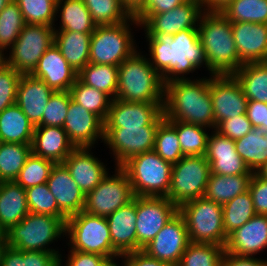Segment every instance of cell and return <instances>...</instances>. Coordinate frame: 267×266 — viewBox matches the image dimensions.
<instances>
[{
	"mask_svg": "<svg viewBox=\"0 0 267 266\" xmlns=\"http://www.w3.org/2000/svg\"><path fill=\"white\" fill-rule=\"evenodd\" d=\"M144 36L145 42H148V53L145 54L164 84L174 80L198 79L199 76L194 78L190 73H198L200 68L207 71L205 50L198 29H186L174 35Z\"/></svg>",
	"mask_w": 267,
	"mask_h": 266,
	"instance_id": "cell-1",
	"label": "cell"
},
{
	"mask_svg": "<svg viewBox=\"0 0 267 266\" xmlns=\"http://www.w3.org/2000/svg\"><path fill=\"white\" fill-rule=\"evenodd\" d=\"M210 75L165 84L163 114L167 121H183L215 130Z\"/></svg>",
	"mask_w": 267,
	"mask_h": 266,
	"instance_id": "cell-2",
	"label": "cell"
},
{
	"mask_svg": "<svg viewBox=\"0 0 267 266\" xmlns=\"http://www.w3.org/2000/svg\"><path fill=\"white\" fill-rule=\"evenodd\" d=\"M198 31L205 50L207 75L234 74L243 65L236 49L231 22L221 12H204Z\"/></svg>",
	"mask_w": 267,
	"mask_h": 266,
	"instance_id": "cell-3",
	"label": "cell"
},
{
	"mask_svg": "<svg viewBox=\"0 0 267 266\" xmlns=\"http://www.w3.org/2000/svg\"><path fill=\"white\" fill-rule=\"evenodd\" d=\"M136 50L118 66L116 99L126 102H164L165 84L145 50Z\"/></svg>",
	"mask_w": 267,
	"mask_h": 266,
	"instance_id": "cell-4",
	"label": "cell"
},
{
	"mask_svg": "<svg viewBox=\"0 0 267 266\" xmlns=\"http://www.w3.org/2000/svg\"><path fill=\"white\" fill-rule=\"evenodd\" d=\"M66 220L29 212L4 234L5 244L21 251H61L54 245L65 241Z\"/></svg>",
	"mask_w": 267,
	"mask_h": 266,
	"instance_id": "cell-5",
	"label": "cell"
},
{
	"mask_svg": "<svg viewBox=\"0 0 267 266\" xmlns=\"http://www.w3.org/2000/svg\"><path fill=\"white\" fill-rule=\"evenodd\" d=\"M139 29L133 16L120 24L97 25L91 34L89 63L119 66L140 48L133 31Z\"/></svg>",
	"mask_w": 267,
	"mask_h": 266,
	"instance_id": "cell-6",
	"label": "cell"
},
{
	"mask_svg": "<svg viewBox=\"0 0 267 266\" xmlns=\"http://www.w3.org/2000/svg\"><path fill=\"white\" fill-rule=\"evenodd\" d=\"M172 166L151 150L132 157L121 168L126 172L135 196L167 197Z\"/></svg>",
	"mask_w": 267,
	"mask_h": 266,
	"instance_id": "cell-7",
	"label": "cell"
},
{
	"mask_svg": "<svg viewBox=\"0 0 267 266\" xmlns=\"http://www.w3.org/2000/svg\"><path fill=\"white\" fill-rule=\"evenodd\" d=\"M68 250L94 253L106 258L121 256L112 246L106 217L81 211L66 220Z\"/></svg>",
	"mask_w": 267,
	"mask_h": 266,
	"instance_id": "cell-8",
	"label": "cell"
},
{
	"mask_svg": "<svg viewBox=\"0 0 267 266\" xmlns=\"http://www.w3.org/2000/svg\"><path fill=\"white\" fill-rule=\"evenodd\" d=\"M184 217L190 242L225 246L222 205L204 197L190 200L178 208Z\"/></svg>",
	"mask_w": 267,
	"mask_h": 266,
	"instance_id": "cell-9",
	"label": "cell"
},
{
	"mask_svg": "<svg viewBox=\"0 0 267 266\" xmlns=\"http://www.w3.org/2000/svg\"><path fill=\"white\" fill-rule=\"evenodd\" d=\"M211 174L205 156H184L172 166L171 183L166 198L178 208L204 196Z\"/></svg>",
	"mask_w": 267,
	"mask_h": 266,
	"instance_id": "cell-10",
	"label": "cell"
},
{
	"mask_svg": "<svg viewBox=\"0 0 267 266\" xmlns=\"http://www.w3.org/2000/svg\"><path fill=\"white\" fill-rule=\"evenodd\" d=\"M104 179L85 196L83 211L99 217H108L120 207L134 200L132 185L121 167H114Z\"/></svg>",
	"mask_w": 267,
	"mask_h": 266,
	"instance_id": "cell-11",
	"label": "cell"
},
{
	"mask_svg": "<svg viewBox=\"0 0 267 266\" xmlns=\"http://www.w3.org/2000/svg\"><path fill=\"white\" fill-rule=\"evenodd\" d=\"M54 26L25 24L6 54V64L20 74H31L46 50L54 44Z\"/></svg>",
	"mask_w": 267,
	"mask_h": 266,
	"instance_id": "cell-12",
	"label": "cell"
},
{
	"mask_svg": "<svg viewBox=\"0 0 267 266\" xmlns=\"http://www.w3.org/2000/svg\"><path fill=\"white\" fill-rule=\"evenodd\" d=\"M157 129L158 126L104 128L103 145L109 148L113 166L121 167L132 157L153 150Z\"/></svg>",
	"mask_w": 267,
	"mask_h": 266,
	"instance_id": "cell-13",
	"label": "cell"
},
{
	"mask_svg": "<svg viewBox=\"0 0 267 266\" xmlns=\"http://www.w3.org/2000/svg\"><path fill=\"white\" fill-rule=\"evenodd\" d=\"M204 12L201 0H188L167 12L143 14L137 21L144 35H174L186 29H198Z\"/></svg>",
	"mask_w": 267,
	"mask_h": 266,
	"instance_id": "cell-14",
	"label": "cell"
},
{
	"mask_svg": "<svg viewBox=\"0 0 267 266\" xmlns=\"http://www.w3.org/2000/svg\"><path fill=\"white\" fill-rule=\"evenodd\" d=\"M178 213V207L166 197L136 196L137 250H142Z\"/></svg>",
	"mask_w": 267,
	"mask_h": 266,
	"instance_id": "cell-15",
	"label": "cell"
},
{
	"mask_svg": "<svg viewBox=\"0 0 267 266\" xmlns=\"http://www.w3.org/2000/svg\"><path fill=\"white\" fill-rule=\"evenodd\" d=\"M215 128L225 119L246 114L248 98L233 74L210 75Z\"/></svg>",
	"mask_w": 267,
	"mask_h": 266,
	"instance_id": "cell-16",
	"label": "cell"
},
{
	"mask_svg": "<svg viewBox=\"0 0 267 266\" xmlns=\"http://www.w3.org/2000/svg\"><path fill=\"white\" fill-rule=\"evenodd\" d=\"M190 243L186 222L178 212L142 250L170 266H178Z\"/></svg>",
	"mask_w": 267,
	"mask_h": 266,
	"instance_id": "cell-17",
	"label": "cell"
},
{
	"mask_svg": "<svg viewBox=\"0 0 267 266\" xmlns=\"http://www.w3.org/2000/svg\"><path fill=\"white\" fill-rule=\"evenodd\" d=\"M164 102L111 101L104 128L158 126L164 119Z\"/></svg>",
	"mask_w": 267,
	"mask_h": 266,
	"instance_id": "cell-18",
	"label": "cell"
},
{
	"mask_svg": "<svg viewBox=\"0 0 267 266\" xmlns=\"http://www.w3.org/2000/svg\"><path fill=\"white\" fill-rule=\"evenodd\" d=\"M63 129L75 148L93 147L96 150L98 142H104V122L96 114L76 103L72 97Z\"/></svg>",
	"mask_w": 267,
	"mask_h": 266,
	"instance_id": "cell-19",
	"label": "cell"
},
{
	"mask_svg": "<svg viewBox=\"0 0 267 266\" xmlns=\"http://www.w3.org/2000/svg\"><path fill=\"white\" fill-rule=\"evenodd\" d=\"M93 147L75 148L64 160L72 179L86 195L109 173L107 164L95 156Z\"/></svg>",
	"mask_w": 267,
	"mask_h": 266,
	"instance_id": "cell-20",
	"label": "cell"
},
{
	"mask_svg": "<svg viewBox=\"0 0 267 266\" xmlns=\"http://www.w3.org/2000/svg\"><path fill=\"white\" fill-rule=\"evenodd\" d=\"M205 157L211 173L219 175H247L250 169L236 151L235 141L211 130Z\"/></svg>",
	"mask_w": 267,
	"mask_h": 266,
	"instance_id": "cell-21",
	"label": "cell"
},
{
	"mask_svg": "<svg viewBox=\"0 0 267 266\" xmlns=\"http://www.w3.org/2000/svg\"><path fill=\"white\" fill-rule=\"evenodd\" d=\"M225 251L240 256H256L267 250V215L256 214L230 233Z\"/></svg>",
	"mask_w": 267,
	"mask_h": 266,
	"instance_id": "cell-22",
	"label": "cell"
},
{
	"mask_svg": "<svg viewBox=\"0 0 267 266\" xmlns=\"http://www.w3.org/2000/svg\"><path fill=\"white\" fill-rule=\"evenodd\" d=\"M46 184L55 197L59 210L67 218L83 211L86 195L72 179L63 163H57L52 167Z\"/></svg>",
	"mask_w": 267,
	"mask_h": 266,
	"instance_id": "cell-23",
	"label": "cell"
},
{
	"mask_svg": "<svg viewBox=\"0 0 267 266\" xmlns=\"http://www.w3.org/2000/svg\"><path fill=\"white\" fill-rule=\"evenodd\" d=\"M31 75L43 80L54 91H69L78 79V72L69 65L55 44L46 50Z\"/></svg>",
	"mask_w": 267,
	"mask_h": 266,
	"instance_id": "cell-24",
	"label": "cell"
},
{
	"mask_svg": "<svg viewBox=\"0 0 267 266\" xmlns=\"http://www.w3.org/2000/svg\"><path fill=\"white\" fill-rule=\"evenodd\" d=\"M231 26L240 61L263 62L267 58V24L231 22Z\"/></svg>",
	"mask_w": 267,
	"mask_h": 266,
	"instance_id": "cell-25",
	"label": "cell"
},
{
	"mask_svg": "<svg viewBox=\"0 0 267 266\" xmlns=\"http://www.w3.org/2000/svg\"><path fill=\"white\" fill-rule=\"evenodd\" d=\"M53 92L54 90L48 87L43 80L31 74L21 75L16 104L34 127L41 123L44 110Z\"/></svg>",
	"mask_w": 267,
	"mask_h": 266,
	"instance_id": "cell-26",
	"label": "cell"
},
{
	"mask_svg": "<svg viewBox=\"0 0 267 266\" xmlns=\"http://www.w3.org/2000/svg\"><path fill=\"white\" fill-rule=\"evenodd\" d=\"M113 248L122 256L137 251L136 196L127 205L106 217Z\"/></svg>",
	"mask_w": 267,
	"mask_h": 266,
	"instance_id": "cell-27",
	"label": "cell"
},
{
	"mask_svg": "<svg viewBox=\"0 0 267 266\" xmlns=\"http://www.w3.org/2000/svg\"><path fill=\"white\" fill-rule=\"evenodd\" d=\"M75 149L63 127L36 126L31 144L32 154L49 159L55 164L63 163Z\"/></svg>",
	"mask_w": 267,
	"mask_h": 266,
	"instance_id": "cell-28",
	"label": "cell"
},
{
	"mask_svg": "<svg viewBox=\"0 0 267 266\" xmlns=\"http://www.w3.org/2000/svg\"><path fill=\"white\" fill-rule=\"evenodd\" d=\"M28 213L26 190L15 181L0 182V230L5 234Z\"/></svg>",
	"mask_w": 267,
	"mask_h": 266,
	"instance_id": "cell-29",
	"label": "cell"
},
{
	"mask_svg": "<svg viewBox=\"0 0 267 266\" xmlns=\"http://www.w3.org/2000/svg\"><path fill=\"white\" fill-rule=\"evenodd\" d=\"M96 26L83 0H57L55 31L93 33Z\"/></svg>",
	"mask_w": 267,
	"mask_h": 266,
	"instance_id": "cell-30",
	"label": "cell"
},
{
	"mask_svg": "<svg viewBox=\"0 0 267 266\" xmlns=\"http://www.w3.org/2000/svg\"><path fill=\"white\" fill-rule=\"evenodd\" d=\"M91 34L54 31V44L69 65L78 73L89 64Z\"/></svg>",
	"mask_w": 267,
	"mask_h": 266,
	"instance_id": "cell-31",
	"label": "cell"
},
{
	"mask_svg": "<svg viewBox=\"0 0 267 266\" xmlns=\"http://www.w3.org/2000/svg\"><path fill=\"white\" fill-rule=\"evenodd\" d=\"M34 128L16 103L0 113V142L31 145Z\"/></svg>",
	"mask_w": 267,
	"mask_h": 266,
	"instance_id": "cell-32",
	"label": "cell"
},
{
	"mask_svg": "<svg viewBox=\"0 0 267 266\" xmlns=\"http://www.w3.org/2000/svg\"><path fill=\"white\" fill-rule=\"evenodd\" d=\"M252 175L251 171L247 175L230 176L211 173L203 197L223 205L248 191Z\"/></svg>",
	"mask_w": 267,
	"mask_h": 266,
	"instance_id": "cell-33",
	"label": "cell"
},
{
	"mask_svg": "<svg viewBox=\"0 0 267 266\" xmlns=\"http://www.w3.org/2000/svg\"><path fill=\"white\" fill-rule=\"evenodd\" d=\"M236 151L251 172L256 173L267 162V133L253 127L244 137L235 141Z\"/></svg>",
	"mask_w": 267,
	"mask_h": 266,
	"instance_id": "cell-34",
	"label": "cell"
},
{
	"mask_svg": "<svg viewBox=\"0 0 267 266\" xmlns=\"http://www.w3.org/2000/svg\"><path fill=\"white\" fill-rule=\"evenodd\" d=\"M233 75L248 100L267 103V65L264 62L243 64Z\"/></svg>",
	"mask_w": 267,
	"mask_h": 266,
	"instance_id": "cell-35",
	"label": "cell"
},
{
	"mask_svg": "<svg viewBox=\"0 0 267 266\" xmlns=\"http://www.w3.org/2000/svg\"><path fill=\"white\" fill-rule=\"evenodd\" d=\"M78 78L86 85L116 98L118 88V66L89 63L79 73Z\"/></svg>",
	"mask_w": 267,
	"mask_h": 266,
	"instance_id": "cell-36",
	"label": "cell"
},
{
	"mask_svg": "<svg viewBox=\"0 0 267 266\" xmlns=\"http://www.w3.org/2000/svg\"><path fill=\"white\" fill-rule=\"evenodd\" d=\"M175 129L184 156H205L210 130L183 121H168Z\"/></svg>",
	"mask_w": 267,
	"mask_h": 266,
	"instance_id": "cell-37",
	"label": "cell"
},
{
	"mask_svg": "<svg viewBox=\"0 0 267 266\" xmlns=\"http://www.w3.org/2000/svg\"><path fill=\"white\" fill-rule=\"evenodd\" d=\"M31 153L29 144L0 142V182L15 181Z\"/></svg>",
	"mask_w": 267,
	"mask_h": 266,
	"instance_id": "cell-38",
	"label": "cell"
},
{
	"mask_svg": "<svg viewBox=\"0 0 267 266\" xmlns=\"http://www.w3.org/2000/svg\"><path fill=\"white\" fill-rule=\"evenodd\" d=\"M72 99L87 109L89 112L96 114L105 122L112 99L104 92L84 84L79 78L70 88Z\"/></svg>",
	"mask_w": 267,
	"mask_h": 266,
	"instance_id": "cell-39",
	"label": "cell"
},
{
	"mask_svg": "<svg viewBox=\"0 0 267 266\" xmlns=\"http://www.w3.org/2000/svg\"><path fill=\"white\" fill-rule=\"evenodd\" d=\"M223 228L226 235L235 231L256 215L249 191L240 194L222 205Z\"/></svg>",
	"mask_w": 267,
	"mask_h": 266,
	"instance_id": "cell-40",
	"label": "cell"
},
{
	"mask_svg": "<svg viewBox=\"0 0 267 266\" xmlns=\"http://www.w3.org/2000/svg\"><path fill=\"white\" fill-rule=\"evenodd\" d=\"M97 25H115L126 22L132 14L121 0H83Z\"/></svg>",
	"mask_w": 267,
	"mask_h": 266,
	"instance_id": "cell-41",
	"label": "cell"
},
{
	"mask_svg": "<svg viewBox=\"0 0 267 266\" xmlns=\"http://www.w3.org/2000/svg\"><path fill=\"white\" fill-rule=\"evenodd\" d=\"M221 13L230 22L267 24V0H234Z\"/></svg>",
	"mask_w": 267,
	"mask_h": 266,
	"instance_id": "cell-42",
	"label": "cell"
},
{
	"mask_svg": "<svg viewBox=\"0 0 267 266\" xmlns=\"http://www.w3.org/2000/svg\"><path fill=\"white\" fill-rule=\"evenodd\" d=\"M22 12L15 0H11L0 12V47L8 53L25 26Z\"/></svg>",
	"mask_w": 267,
	"mask_h": 266,
	"instance_id": "cell-43",
	"label": "cell"
},
{
	"mask_svg": "<svg viewBox=\"0 0 267 266\" xmlns=\"http://www.w3.org/2000/svg\"><path fill=\"white\" fill-rule=\"evenodd\" d=\"M224 252L225 248L221 245L191 242L178 266H221Z\"/></svg>",
	"mask_w": 267,
	"mask_h": 266,
	"instance_id": "cell-44",
	"label": "cell"
},
{
	"mask_svg": "<svg viewBox=\"0 0 267 266\" xmlns=\"http://www.w3.org/2000/svg\"><path fill=\"white\" fill-rule=\"evenodd\" d=\"M153 150L172 165L184 157L176 129L165 118L158 125Z\"/></svg>",
	"mask_w": 267,
	"mask_h": 266,
	"instance_id": "cell-45",
	"label": "cell"
},
{
	"mask_svg": "<svg viewBox=\"0 0 267 266\" xmlns=\"http://www.w3.org/2000/svg\"><path fill=\"white\" fill-rule=\"evenodd\" d=\"M26 24L54 26L57 0H15Z\"/></svg>",
	"mask_w": 267,
	"mask_h": 266,
	"instance_id": "cell-46",
	"label": "cell"
},
{
	"mask_svg": "<svg viewBox=\"0 0 267 266\" xmlns=\"http://www.w3.org/2000/svg\"><path fill=\"white\" fill-rule=\"evenodd\" d=\"M55 163L49 159L31 155L26 159L25 165L19 172L15 182L24 189L46 183Z\"/></svg>",
	"mask_w": 267,
	"mask_h": 266,
	"instance_id": "cell-47",
	"label": "cell"
},
{
	"mask_svg": "<svg viewBox=\"0 0 267 266\" xmlns=\"http://www.w3.org/2000/svg\"><path fill=\"white\" fill-rule=\"evenodd\" d=\"M26 190L27 206L30 213L67 218L58 208L55 197L46 183L30 187Z\"/></svg>",
	"mask_w": 267,
	"mask_h": 266,
	"instance_id": "cell-48",
	"label": "cell"
},
{
	"mask_svg": "<svg viewBox=\"0 0 267 266\" xmlns=\"http://www.w3.org/2000/svg\"><path fill=\"white\" fill-rule=\"evenodd\" d=\"M70 101V91H54L38 126L63 127Z\"/></svg>",
	"mask_w": 267,
	"mask_h": 266,
	"instance_id": "cell-49",
	"label": "cell"
},
{
	"mask_svg": "<svg viewBox=\"0 0 267 266\" xmlns=\"http://www.w3.org/2000/svg\"><path fill=\"white\" fill-rule=\"evenodd\" d=\"M21 75L7 64L0 68V113L16 103Z\"/></svg>",
	"mask_w": 267,
	"mask_h": 266,
	"instance_id": "cell-50",
	"label": "cell"
},
{
	"mask_svg": "<svg viewBox=\"0 0 267 266\" xmlns=\"http://www.w3.org/2000/svg\"><path fill=\"white\" fill-rule=\"evenodd\" d=\"M253 126L246 114L225 119L215 128L220 135L228 137L234 141L244 137L252 130Z\"/></svg>",
	"mask_w": 267,
	"mask_h": 266,
	"instance_id": "cell-51",
	"label": "cell"
},
{
	"mask_svg": "<svg viewBox=\"0 0 267 266\" xmlns=\"http://www.w3.org/2000/svg\"><path fill=\"white\" fill-rule=\"evenodd\" d=\"M256 214L267 215V179L253 173L249 189Z\"/></svg>",
	"mask_w": 267,
	"mask_h": 266,
	"instance_id": "cell-52",
	"label": "cell"
},
{
	"mask_svg": "<svg viewBox=\"0 0 267 266\" xmlns=\"http://www.w3.org/2000/svg\"><path fill=\"white\" fill-rule=\"evenodd\" d=\"M67 252L66 257L63 253L60 255V262L63 266H98L106 258L98 254L76 250H68Z\"/></svg>",
	"mask_w": 267,
	"mask_h": 266,
	"instance_id": "cell-53",
	"label": "cell"
},
{
	"mask_svg": "<svg viewBox=\"0 0 267 266\" xmlns=\"http://www.w3.org/2000/svg\"><path fill=\"white\" fill-rule=\"evenodd\" d=\"M188 0H145L132 14L138 20L143 14H159L167 12Z\"/></svg>",
	"mask_w": 267,
	"mask_h": 266,
	"instance_id": "cell-54",
	"label": "cell"
},
{
	"mask_svg": "<svg viewBox=\"0 0 267 266\" xmlns=\"http://www.w3.org/2000/svg\"><path fill=\"white\" fill-rule=\"evenodd\" d=\"M246 115L253 127H261L267 133V103L248 100Z\"/></svg>",
	"mask_w": 267,
	"mask_h": 266,
	"instance_id": "cell-55",
	"label": "cell"
},
{
	"mask_svg": "<svg viewBox=\"0 0 267 266\" xmlns=\"http://www.w3.org/2000/svg\"><path fill=\"white\" fill-rule=\"evenodd\" d=\"M61 251H26V266H56Z\"/></svg>",
	"mask_w": 267,
	"mask_h": 266,
	"instance_id": "cell-56",
	"label": "cell"
},
{
	"mask_svg": "<svg viewBox=\"0 0 267 266\" xmlns=\"http://www.w3.org/2000/svg\"><path fill=\"white\" fill-rule=\"evenodd\" d=\"M122 266H170L168 263L149 256L143 250L129 252L121 256Z\"/></svg>",
	"mask_w": 267,
	"mask_h": 266,
	"instance_id": "cell-57",
	"label": "cell"
},
{
	"mask_svg": "<svg viewBox=\"0 0 267 266\" xmlns=\"http://www.w3.org/2000/svg\"><path fill=\"white\" fill-rule=\"evenodd\" d=\"M221 266H267V258L240 256L225 251L221 259Z\"/></svg>",
	"mask_w": 267,
	"mask_h": 266,
	"instance_id": "cell-58",
	"label": "cell"
},
{
	"mask_svg": "<svg viewBox=\"0 0 267 266\" xmlns=\"http://www.w3.org/2000/svg\"><path fill=\"white\" fill-rule=\"evenodd\" d=\"M0 266H26V251L14 249L4 243Z\"/></svg>",
	"mask_w": 267,
	"mask_h": 266,
	"instance_id": "cell-59",
	"label": "cell"
},
{
	"mask_svg": "<svg viewBox=\"0 0 267 266\" xmlns=\"http://www.w3.org/2000/svg\"><path fill=\"white\" fill-rule=\"evenodd\" d=\"M234 0H201L205 12H221Z\"/></svg>",
	"mask_w": 267,
	"mask_h": 266,
	"instance_id": "cell-60",
	"label": "cell"
},
{
	"mask_svg": "<svg viewBox=\"0 0 267 266\" xmlns=\"http://www.w3.org/2000/svg\"><path fill=\"white\" fill-rule=\"evenodd\" d=\"M145 0H121L122 4L133 14Z\"/></svg>",
	"mask_w": 267,
	"mask_h": 266,
	"instance_id": "cell-61",
	"label": "cell"
},
{
	"mask_svg": "<svg viewBox=\"0 0 267 266\" xmlns=\"http://www.w3.org/2000/svg\"><path fill=\"white\" fill-rule=\"evenodd\" d=\"M121 256L105 258L98 266H122Z\"/></svg>",
	"mask_w": 267,
	"mask_h": 266,
	"instance_id": "cell-62",
	"label": "cell"
},
{
	"mask_svg": "<svg viewBox=\"0 0 267 266\" xmlns=\"http://www.w3.org/2000/svg\"><path fill=\"white\" fill-rule=\"evenodd\" d=\"M256 173L262 178L267 179V162Z\"/></svg>",
	"mask_w": 267,
	"mask_h": 266,
	"instance_id": "cell-63",
	"label": "cell"
},
{
	"mask_svg": "<svg viewBox=\"0 0 267 266\" xmlns=\"http://www.w3.org/2000/svg\"><path fill=\"white\" fill-rule=\"evenodd\" d=\"M6 52L0 47V68L6 65Z\"/></svg>",
	"mask_w": 267,
	"mask_h": 266,
	"instance_id": "cell-64",
	"label": "cell"
},
{
	"mask_svg": "<svg viewBox=\"0 0 267 266\" xmlns=\"http://www.w3.org/2000/svg\"><path fill=\"white\" fill-rule=\"evenodd\" d=\"M11 0H0V12L7 6Z\"/></svg>",
	"mask_w": 267,
	"mask_h": 266,
	"instance_id": "cell-65",
	"label": "cell"
},
{
	"mask_svg": "<svg viewBox=\"0 0 267 266\" xmlns=\"http://www.w3.org/2000/svg\"><path fill=\"white\" fill-rule=\"evenodd\" d=\"M5 243L4 233L0 230V247Z\"/></svg>",
	"mask_w": 267,
	"mask_h": 266,
	"instance_id": "cell-66",
	"label": "cell"
},
{
	"mask_svg": "<svg viewBox=\"0 0 267 266\" xmlns=\"http://www.w3.org/2000/svg\"><path fill=\"white\" fill-rule=\"evenodd\" d=\"M3 248H4V244L0 247V263H1V253H2Z\"/></svg>",
	"mask_w": 267,
	"mask_h": 266,
	"instance_id": "cell-67",
	"label": "cell"
},
{
	"mask_svg": "<svg viewBox=\"0 0 267 266\" xmlns=\"http://www.w3.org/2000/svg\"><path fill=\"white\" fill-rule=\"evenodd\" d=\"M56 266H63L61 262H59Z\"/></svg>",
	"mask_w": 267,
	"mask_h": 266,
	"instance_id": "cell-68",
	"label": "cell"
},
{
	"mask_svg": "<svg viewBox=\"0 0 267 266\" xmlns=\"http://www.w3.org/2000/svg\"><path fill=\"white\" fill-rule=\"evenodd\" d=\"M263 62L267 65V58Z\"/></svg>",
	"mask_w": 267,
	"mask_h": 266,
	"instance_id": "cell-69",
	"label": "cell"
}]
</instances>
